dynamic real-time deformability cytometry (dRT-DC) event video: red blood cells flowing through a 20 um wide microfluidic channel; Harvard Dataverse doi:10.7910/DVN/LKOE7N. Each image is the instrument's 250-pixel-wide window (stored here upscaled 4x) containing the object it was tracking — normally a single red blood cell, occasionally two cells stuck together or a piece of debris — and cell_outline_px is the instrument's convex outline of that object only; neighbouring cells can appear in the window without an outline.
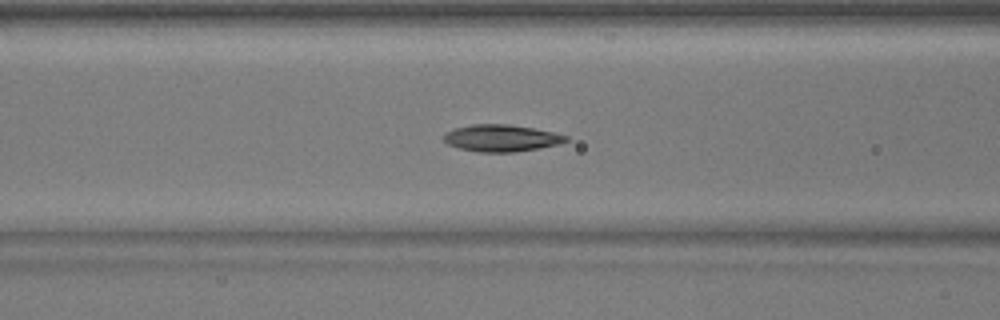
{"species": "common noctule bat (a hibernating species)", "species_latin": "Nyctalus noctula", "temperature_condition": "warm", "stored_images_in_passage": 53, "camera_frame_rate_fps": 3000, "um_per_image_px": 0.085, "animal": {"sex": "male", "body_mass_g": 17.9}, "frame": {"image": 1, "passage_image": 22, "time_ms": 7.0, "image_size_px": [1000, 320], "cell_outline_px": [[568, 140], [560, 144], [512, 152], [480, 152], [460, 148], [448, 144], [444, 140], [444, 136], [448, 132], [456, 128], [472, 124], [508, 124], [532, 128], [552, 132], [568, 136]], "centroid_in_image_um": [42.62, 11.73], "position_along_channel_um": 124.0, "area_um2": 18.79}}
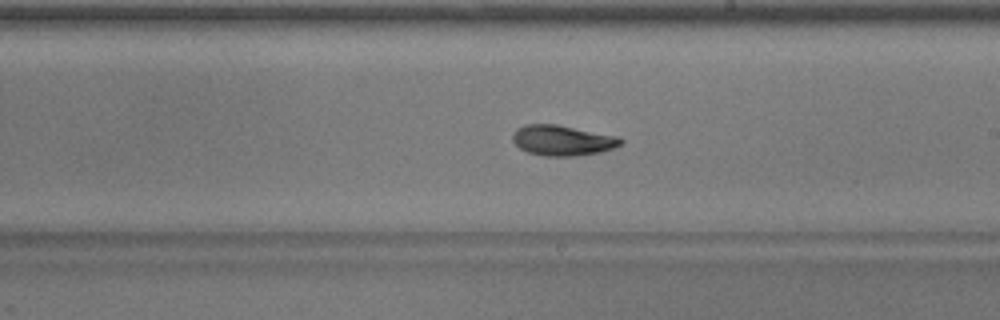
{"frame": {"image": 2, "passage_image": 31, "time_ms": 10.0, "image_size_px": [1000, 320], "cell_outline_px": [[624, 140], [620, 144], [612, 148], [600, 152], [576, 156], [544, 156], [528, 152], [520, 148], [512, 140], [512, 136], [516, 128], [524, 124], [556, 124], [620, 136]], "centroid_in_image_um": [47.81, 11.92], "position_along_channel_um": 241.2, "area_um2": 19.25}}
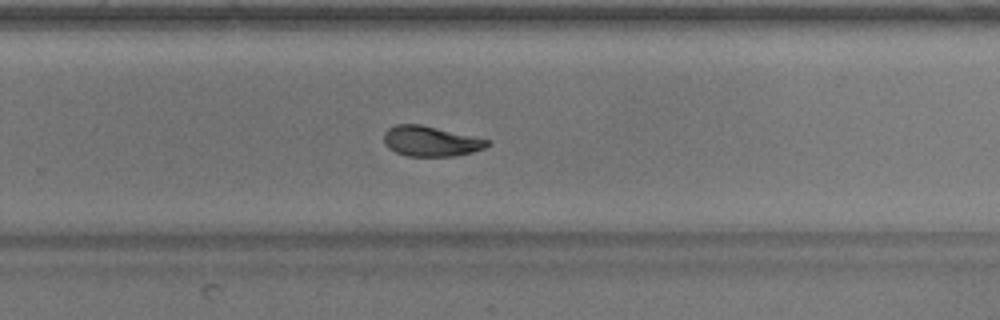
{"frame": {"image": 3, "passage_image": 35, "time_ms": 11.333, "image_size_px": [1000, 320], "cell_outline_px": [[488, 144], [484, 148], [472, 152], [452, 156], [408, 156], [396, 152], [388, 148], [384, 144], [384, 132], [388, 128], [396, 124], [420, 124], [488, 140]], "centroid_in_image_um": [36.54, 12.0], "position_along_channel_um": 293.3, "area_um2": 17.92}}